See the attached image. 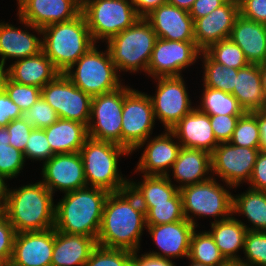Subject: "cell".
<instances>
[{"label": "cell", "mask_w": 266, "mask_h": 266, "mask_svg": "<svg viewBox=\"0 0 266 266\" xmlns=\"http://www.w3.org/2000/svg\"><path fill=\"white\" fill-rule=\"evenodd\" d=\"M146 216L138 198L127 188L108 195L97 237L98 246L139 251Z\"/></svg>", "instance_id": "1"}, {"label": "cell", "mask_w": 266, "mask_h": 266, "mask_svg": "<svg viewBox=\"0 0 266 266\" xmlns=\"http://www.w3.org/2000/svg\"><path fill=\"white\" fill-rule=\"evenodd\" d=\"M6 189L4 212L16 233L54 228V195L41 182Z\"/></svg>", "instance_id": "2"}, {"label": "cell", "mask_w": 266, "mask_h": 266, "mask_svg": "<svg viewBox=\"0 0 266 266\" xmlns=\"http://www.w3.org/2000/svg\"><path fill=\"white\" fill-rule=\"evenodd\" d=\"M109 191L85 187L64 193L55 208V230L97 240Z\"/></svg>", "instance_id": "3"}, {"label": "cell", "mask_w": 266, "mask_h": 266, "mask_svg": "<svg viewBox=\"0 0 266 266\" xmlns=\"http://www.w3.org/2000/svg\"><path fill=\"white\" fill-rule=\"evenodd\" d=\"M42 52L64 73L96 43L81 12L72 20L42 28Z\"/></svg>", "instance_id": "4"}, {"label": "cell", "mask_w": 266, "mask_h": 266, "mask_svg": "<svg viewBox=\"0 0 266 266\" xmlns=\"http://www.w3.org/2000/svg\"><path fill=\"white\" fill-rule=\"evenodd\" d=\"M80 154L84 163V175L87 187H98L112 192L128 188L129 180L119 172V159L131 153L123 146L88 138Z\"/></svg>", "instance_id": "5"}, {"label": "cell", "mask_w": 266, "mask_h": 266, "mask_svg": "<svg viewBox=\"0 0 266 266\" xmlns=\"http://www.w3.org/2000/svg\"><path fill=\"white\" fill-rule=\"evenodd\" d=\"M158 39L150 23L140 17L131 27L109 39L106 44L118 72L147 73Z\"/></svg>", "instance_id": "6"}, {"label": "cell", "mask_w": 266, "mask_h": 266, "mask_svg": "<svg viewBox=\"0 0 266 266\" xmlns=\"http://www.w3.org/2000/svg\"><path fill=\"white\" fill-rule=\"evenodd\" d=\"M216 179L211 177L206 181L187 185L179 189L184 216L196 228L198 226V222H195L197 216L199 218L207 216L211 218L213 216L215 219L213 222H218L233 215V195L229 191L233 187L226 184L225 188Z\"/></svg>", "instance_id": "7"}, {"label": "cell", "mask_w": 266, "mask_h": 266, "mask_svg": "<svg viewBox=\"0 0 266 266\" xmlns=\"http://www.w3.org/2000/svg\"><path fill=\"white\" fill-rule=\"evenodd\" d=\"M96 46L95 44L64 72L76 87L91 97L113 91L123 85L108 48L98 51Z\"/></svg>", "instance_id": "8"}, {"label": "cell", "mask_w": 266, "mask_h": 266, "mask_svg": "<svg viewBox=\"0 0 266 266\" xmlns=\"http://www.w3.org/2000/svg\"><path fill=\"white\" fill-rule=\"evenodd\" d=\"M81 12L95 43L107 42L140 18L131 0H93Z\"/></svg>", "instance_id": "9"}, {"label": "cell", "mask_w": 266, "mask_h": 266, "mask_svg": "<svg viewBox=\"0 0 266 266\" xmlns=\"http://www.w3.org/2000/svg\"><path fill=\"white\" fill-rule=\"evenodd\" d=\"M155 121L149 94L124 86L121 146L132 154L139 144L151 137Z\"/></svg>", "instance_id": "10"}, {"label": "cell", "mask_w": 266, "mask_h": 266, "mask_svg": "<svg viewBox=\"0 0 266 266\" xmlns=\"http://www.w3.org/2000/svg\"><path fill=\"white\" fill-rule=\"evenodd\" d=\"M41 96L56 111L58 118L89 125L92 97L59 73L41 89Z\"/></svg>", "instance_id": "11"}, {"label": "cell", "mask_w": 266, "mask_h": 266, "mask_svg": "<svg viewBox=\"0 0 266 266\" xmlns=\"http://www.w3.org/2000/svg\"><path fill=\"white\" fill-rule=\"evenodd\" d=\"M124 86L92 97L89 138L121 145Z\"/></svg>", "instance_id": "12"}, {"label": "cell", "mask_w": 266, "mask_h": 266, "mask_svg": "<svg viewBox=\"0 0 266 266\" xmlns=\"http://www.w3.org/2000/svg\"><path fill=\"white\" fill-rule=\"evenodd\" d=\"M156 93L149 95L153 104L155 119L170 130L195 107L192 106L186 83L182 76L154 78Z\"/></svg>", "instance_id": "13"}, {"label": "cell", "mask_w": 266, "mask_h": 266, "mask_svg": "<svg viewBox=\"0 0 266 266\" xmlns=\"http://www.w3.org/2000/svg\"><path fill=\"white\" fill-rule=\"evenodd\" d=\"M259 152V148L219 143L211 154L212 177L215 174L235 189L244 182L248 184Z\"/></svg>", "instance_id": "14"}, {"label": "cell", "mask_w": 266, "mask_h": 266, "mask_svg": "<svg viewBox=\"0 0 266 266\" xmlns=\"http://www.w3.org/2000/svg\"><path fill=\"white\" fill-rule=\"evenodd\" d=\"M201 50L195 41H171L158 38L147 68L148 76L177 77L182 71L194 65L200 58Z\"/></svg>", "instance_id": "15"}, {"label": "cell", "mask_w": 266, "mask_h": 266, "mask_svg": "<svg viewBox=\"0 0 266 266\" xmlns=\"http://www.w3.org/2000/svg\"><path fill=\"white\" fill-rule=\"evenodd\" d=\"M40 180L54 195L87 187L84 163L80 152L54 154L42 165Z\"/></svg>", "instance_id": "16"}, {"label": "cell", "mask_w": 266, "mask_h": 266, "mask_svg": "<svg viewBox=\"0 0 266 266\" xmlns=\"http://www.w3.org/2000/svg\"><path fill=\"white\" fill-rule=\"evenodd\" d=\"M175 135L170 130L158 136L147 138L139 144L133 151L146 146L141 153L135 173L141 172L143 175L167 176L176 161L182 146L175 140ZM175 140V141H174Z\"/></svg>", "instance_id": "17"}, {"label": "cell", "mask_w": 266, "mask_h": 266, "mask_svg": "<svg viewBox=\"0 0 266 266\" xmlns=\"http://www.w3.org/2000/svg\"><path fill=\"white\" fill-rule=\"evenodd\" d=\"M20 24H24L25 29H30L37 33L32 34L29 30L15 27L6 22L0 23V72L8 59H24L38 55L42 51V28L35 27L19 17ZM41 35V36H40Z\"/></svg>", "instance_id": "18"}, {"label": "cell", "mask_w": 266, "mask_h": 266, "mask_svg": "<svg viewBox=\"0 0 266 266\" xmlns=\"http://www.w3.org/2000/svg\"><path fill=\"white\" fill-rule=\"evenodd\" d=\"M17 5V16L39 28L72 20L82 10L77 0H20Z\"/></svg>", "instance_id": "19"}, {"label": "cell", "mask_w": 266, "mask_h": 266, "mask_svg": "<svg viewBox=\"0 0 266 266\" xmlns=\"http://www.w3.org/2000/svg\"><path fill=\"white\" fill-rule=\"evenodd\" d=\"M54 228L16 233L13 255L7 266H51Z\"/></svg>", "instance_id": "20"}, {"label": "cell", "mask_w": 266, "mask_h": 266, "mask_svg": "<svg viewBox=\"0 0 266 266\" xmlns=\"http://www.w3.org/2000/svg\"><path fill=\"white\" fill-rule=\"evenodd\" d=\"M147 231L161 252L152 250L149 255L167 258L188 259L190 239L196 227L186 218L174 223L147 225Z\"/></svg>", "instance_id": "21"}, {"label": "cell", "mask_w": 266, "mask_h": 266, "mask_svg": "<svg viewBox=\"0 0 266 266\" xmlns=\"http://www.w3.org/2000/svg\"><path fill=\"white\" fill-rule=\"evenodd\" d=\"M239 14V1L228 0L210 14L196 19L194 37L197 47L205 51L212 44L229 38Z\"/></svg>", "instance_id": "22"}, {"label": "cell", "mask_w": 266, "mask_h": 266, "mask_svg": "<svg viewBox=\"0 0 266 266\" xmlns=\"http://www.w3.org/2000/svg\"><path fill=\"white\" fill-rule=\"evenodd\" d=\"M158 38L171 41H195L194 21L189 11L165 3L144 17Z\"/></svg>", "instance_id": "23"}, {"label": "cell", "mask_w": 266, "mask_h": 266, "mask_svg": "<svg viewBox=\"0 0 266 266\" xmlns=\"http://www.w3.org/2000/svg\"><path fill=\"white\" fill-rule=\"evenodd\" d=\"M170 131L183 148L198 149L213 153L219 142L216 140L210 116L194 108Z\"/></svg>", "instance_id": "24"}, {"label": "cell", "mask_w": 266, "mask_h": 266, "mask_svg": "<svg viewBox=\"0 0 266 266\" xmlns=\"http://www.w3.org/2000/svg\"><path fill=\"white\" fill-rule=\"evenodd\" d=\"M97 245L92 237L66 234L54 228L51 266H84Z\"/></svg>", "instance_id": "25"}, {"label": "cell", "mask_w": 266, "mask_h": 266, "mask_svg": "<svg viewBox=\"0 0 266 266\" xmlns=\"http://www.w3.org/2000/svg\"><path fill=\"white\" fill-rule=\"evenodd\" d=\"M229 38L240 47L250 64L266 62V25L239 14Z\"/></svg>", "instance_id": "26"}, {"label": "cell", "mask_w": 266, "mask_h": 266, "mask_svg": "<svg viewBox=\"0 0 266 266\" xmlns=\"http://www.w3.org/2000/svg\"><path fill=\"white\" fill-rule=\"evenodd\" d=\"M211 172V173H210ZM211 154L198 149L181 148L172 166V178L180 189L198 184L212 177ZM209 175V176H208Z\"/></svg>", "instance_id": "27"}, {"label": "cell", "mask_w": 266, "mask_h": 266, "mask_svg": "<svg viewBox=\"0 0 266 266\" xmlns=\"http://www.w3.org/2000/svg\"><path fill=\"white\" fill-rule=\"evenodd\" d=\"M3 72L12 81L40 89L60 73L42 51L38 55L14 61Z\"/></svg>", "instance_id": "28"}, {"label": "cell", "mask_w": 266, "mask_h": 266, "mask_svg": "<svg viewBox=\"0 0 266 266\" xmlns=\"http://www.w3.org/2000/svg\"><path fill=\"white\" fill-rule=\"evenodd\" d=\"M232 95L245 112L266 110L259 64H249L238 69Z\"/></svg>", "instance_id": "29"}, {"label": "cell", "mask_w": 266, "mask_h": 266, "mask_svg": "<svg viewBox=\"0 0 266 266\" xmlns=\"http://www.w3.org/2000/svg\"><path fill=\"white\" fill-rule=\"evenodd\" d=\"M44 130L54 154L80 152L89 138L87 125L63 118Z\"/></svg>", "instance_id": "30"}, {"label": "cell", "mask_w": 266, "mask_h": 266, "mask_svg": "<svg viewBox=\"0 0 266 266\" xmlns=\"http://www.w3.org/2000/svg\"><path fill=\"white\" fill-rule=\"evenodd\" d=\"M208 232L214 238L220 253L227 262L240 261L238 251L244 249L247 225L233 215L225 220L211 222Z\"/></svg>", "instance_id": "31"}, {"label": "cell", "mask_w": 266, "mask_h": 266, "mask_svg": "<svg viewBox=\"0 0 266 266\" xmlns=\"http://www.w3.org/2000/svg\"><path fill=\"white\" fill-rule=\"evenodd\" d=\"M171 175H142L143 180L128 182V188L138 198L140 204L169 203V200L179 191L171 181Z\"/></svg>", "instance_id": "32"}, {"label": "cell", "mask_w": 266, "mask_h": 266, "mask_svg": "<svg viewBox=\"0 0 266 266\" xmlns=\"http://www.w3.org/2000/svg\"><path fill=\"white\" fill-rule=\"evenodd\" d=\"M232 213L246 217L252 224L247 230L266 232V191L250 187L241 194H233Z\"/></svg>", "instance_id": "33"}, {"label": "cell", "mask_w": 266, "mask_h": 266, "mask_svg": "<svg viewBox=\"0 0 266 266\" xmlns=\"http://www.w3.org/2000/svg\"><path fill=\"white\" fill-rule=\"evenodd\" d=\"M200 105L196 109L209 116L215 115H243L244 109L238 100L230 93L205 87L203 85Z\"/></svg>", "instance_id": "34"}, {"label": "cell", "mask_w": 266, "mask_h": 266, "mask_svg": "<svg viewBox=\"0 0 266 266\" xmlns=\"http://www.w3.org/2000/svg\"><path fill=\"white\" fill-rule=\"evenodd\" d=\"M188 259L208 266H224L227 263L214 238L206 230L204 232H198L196 229L193 231Z\"/></svg>", "instance_id": "35"}, {"label": "cell", "mask_w": 266, "mask_h": 266, "mask_svg": "<svg viewBox=\"0 0 266 266\" xmlns=\"http://www.w3.org/2000/svg\"><path fill=\"white\" fill-rule=\"evenodd\" d=\"M200 60L203 61L204 68L203 85L232 94L238 69L229 68L213 61L204 51H201Z\"/></svg>", "instance_id": "36"}, {"label": "cell", "mask_w": 266, "mask_h": 266, "mask_svg": "<svg viewBox=\"0 0 266 266\" xmlns=\"http://www.w3.org/2000/svg\"><path fill=\"white\" fill-rule=\"evenodd\" d=\"M9 138L7 127L0 126V177L5 182L17 178L26 162L23 152L9 144Z\"/></svg>", "instance_id": "37"}, {"label": "cell", "mask_w": 266, "mask_h": 266, "mask_svg": "<svg viewBox=\"0 0 266 266\" xmlns=\"http://www.w3.org/2000/svg\"><path fill=\"white\" fill-rule=\"evenodd\" d=\"M140 205L145 211L146 225L174 223L185 219L179 191L169 200V203Z\"/></svg>", "instance_id": "38"}, {"label": "cell", "mask_w": 266, "mask_h": 266, "mask_svg": "<svg viewBox=\"0 0 266 266\" xmlns=\"http://www.w3.org/2000/svg\"><path fill=\"white\" fill-rule=\"evenodd\" d=\"M204 52L213 61L229 68L241 69L250 64L244 52L230 38L212 44Z\"/></svg>", "instance_id": "39"}, {"label": "cell", "mask_w": 266, "mask_h": 266, "mask_svg": "<svg viewBox=\"0 0 266 266\" xmlns=\"http://www.w3.org/2000/svg\"><path fill=\"white\" fill-rule=\"evenodd\" d=\"M229 142L239 147L260 148L258 111L245 112L239 117Z\"/></svg>", "instance_id": "40"}, {"label": "cell", "mask_w": 266, "mask_h": 266, "mask_svg": "<svg viewBox=\"0 0 266 266\" xmlns=\"http://www.w3.org/2000/svg\"><path fill=\"white\" fill-rule=\"evenodd\" d=\"M0 83L22 112L27 111L41 97L40 88L12 81L3 71L0 72Z\"/></svg>", "instance_id": "41"}, {"label": "cell", "mask_w": 266, "mask_h": 266, "mask_svg": "<svg viewBox=\"0 0 266 266\" xmlns=\"http://www.w3.org/2000/svg\"><path fill=\"white\" fill-rule=\"evenodd\" d=\"M243 253L244 260L241 258L240 262L248 266H266V232L247 230Z\"/></svg>", "instance_id": "42"}, {"label": "cell", "mask_w": 266, "mask_h": 266, "mask_svg": "<svg viewBox=\"0 0 266 266\" xmlns=\"http://www.w3.org/2000/svg\"><path fill=\"white\" fill-rule=\"evenodd\" d=\"M132 252L98 246L84 266H131Z\"/></svg>", "instance_id": "43"}, {"label": "cell", "mask_w": 266, "mask_h": 266, "mask_svg": "<svg viewBox=\"0 0 266 266\" xmlns=\"http://www.w3.org/2000/svg\"><path fill=\"white\" fill-rule=\"evenodd\" d=\"M21 118L34 129H44L55 123L58 115L41 96L27 111L22 112Z\"/></svg>", "instance_id": "44"}, {"label": "cell", "mask_w": 266, "mask_h": 266, "mask_svg": "<svg viewBox=\"0 0 266 266\" xmlns=\"http://www.w3.org/2000/svg\"><path fill=\"white\" fill-rule=\"evenodd\" d=\"M23 155L25 160L43 161V163L54 155L44 129H33L31 131Z\"/></svg>", "instance_id": "45"}, {"label": "cell", "mask_w": 266, "mask_h": 266, "mask_svg": "<svg viewBox=\"0 0 266 266\" xmlns=\"http://www.w3.org/2000/svg\"><path fill=\"white\" fill-rule=\"evenodd\" d=\"M16 231L8 221L4 210H0V259L8 265L13 255Z\"/></svg>", "instance_id": "46"}, {"label": "cell", "mask_w": 266, "mask_h": 266, "mask_svg": "<svg viewBox=\"0 0 266 266\" xmlns=\"http://www.w3.org/2000/svg\"><path fill=\"white\" fill-rule=\"evenodd\" d=\"M242 115H215L210 116L212 130L219 143L229 142L233 136L239 117Z\"/></svg>", "instance_id": "47"}, {"label": "cell", "mask_w": 266, "mask_h": 266, "mask_svg": "<svg viewBox=\"0 0 266 266\" xmlns=\"http://www.w3.org/2000/svg\"><path fill=\"white\" fill-rule=\"evenodd\" d=\"M6 127L10 135L9 144L24 153L33 126L19 118L12 120Z\"/></svg>", "instance_id": "48"}, {"label": "cell", "mask_w": 266, "mask_h": 266, "mask_svg": "<svg viewBox=\"0 0 266 266\" xmlns=\"http://www.w3.org/2000/svg\"><path fill=\"white\" fill-rule=\"evenodd\" d=\"M239 12L247 19L266 25V0H239Z\"/></svg>", "instance_id": "49"}, {"label": "cell", "mask_w": 266, "mask_h": 266, "mask_svg": "<svg viewBox=\"0 0 266 266\" xmlns=\"http://www.w3.org/2000/svg\"><path fill=\"white\" fill-rule=\"evenodd\" d=\"M22 116L21 109L10 99L2 88L0 90V126H7L12 120Z\"/></svg>", "instance_id": "50"}, {"label": "cell", "mask_w": 266, "mask_h": 266, "mask_svg": "<svg viewBox=\"0 0 266 266\" xmlns=\"http://www.w3.org/2000/svg\"><path fill=\"white\" fill-rule=\"evenodd\" d=\"M249 187L255 190L266 191V153L260 151L251 178L248 182Z\"/></svg>", "instance_id": "51"}, {"label": "cell", "mask_w": 266, "mask_h": 266, "mask_svg": "<svg viewBox=\"0 0 266 266\" xmlns=\"http://www.w3.org/2000/svg\"><path fill=\"white\" fill-rule=\"evenodd\" d=\"M228 0H196L192 8L189 10V15L196 19L210 14L216 8L224 5Z\"/></svg>", "instance_id": "52"}, {"label": "cell", "mask_w": 266, "mask_h": 266, "mask_svg": "<svg viewBox=\"0 0 266 266\" xmlns=\"http://www.w3.org/2000/svg\"><path fill=\"white\" fill-rule=\"evenodd\" d=\"M140 251L132 252L131 266H176L172 259L160 258L147 253L138 255Z\"/></svg>", "instance_id": "53"}, {"label": "cell", "mask_w": 266, "mask_h": 266, "mask_svg": "<svg viewBox=\"0 0 266 266\" xmlns=\"http://www.w3.org/2000/svg\"><path fill=\"white\" fill-rule=\"evenodd\" d=\"M137 14L140 17H145L152 10L158 8L160 5L167 3V0H131Z\"/></svg>", "instance_id": "54"}, {"label": "cell", "mask_w": 266, "mask_h": 266, "mask_svg": "<svg viewBox=\"0 0 266 266\" xmlns=\"http://www.w3.org/2000/svg\"><path fill=\"white\" fill-rule=\"evenodd\" d=\"M258 125L260 131V151L266 153V110L258 111Z\"/></svg>", "instance_id": "55"}, {"label": "cell", "mask_w": 266, "mask_h": 266, "mask_svg": "<svg viewBox=\"0 0 266 266\" xmlns=\"http://www.w3.org/2000/svg\"><path fill=\"white\" fill-rule=\"evenodd\" d=\"M196 0H167V3L189 11Z\"/></svg>", "instance_id": "56"}, {"label": "cell", "mask_w": 266, "mask_h": 266, "mask_svg": "<svg viewBox=\"0 0 266 266\" xmlns=\"http://www.w3.org/2000/svg\"><path fill=\"white\" fill-rule=\"evenodd\" d=\"M7 183L0 177V210L4 209Z\"/></svg>", "instance_id": "57"}, {"label": "cell", "mask_w": 266, "mask_h": 266, "mask_svg": "<svg viewBox=\"0 0 266 266\" xmlns=\"http://www.w3.org/2000/svg\"><path fill=\"white\" fill-rule=\"evenodd\" d=\"M260 75H261V84L264 96L266 98V62L259 64Z\"/></svg>", "instance_id": "58"}, {"label": "cell", "mask_w": 266, "mask_h": 266, "mask_svg": "<svg viewBox=\"0 0 266 266\" xmlns=\"http://www.w3.org/2000/svg\"><path fill=\"white\" fill-rule=\"evenodd\" d=\"M224 266H248L240 261L227 262Z\"/></svg>", "instance_id": "59"}, {"label": "cell", "mask_w": 266, "mask_h": 266, "mask_svg": "<svg viewBox=\"0 0 266 266\" xmlns=\"http://www.w3.org/2000/svg\"><path fill=\"white\" fill-rule=\"evenodd\" d=\"M79 6L81 7V9L89 2L93 1V0H77Z\"/></svg>", "instance_id": "60"}, {"label": "cell", "mask_w": 266, "mask_h": 266, "mask_svg": "<svg viewBox=\"0 0 266 266\" xmlns=\"http://www.w3.org/2000/svg\"><path fill=\"white\" fill-rule=\"evenodd\" d=\"M189 261L191 262L189 264V266H208V265H205V264H201V263L194 262V261H192L190 259H189Z\"/></svg>", "instance_id": "61"}, {"label": "cell", "mask_w": 266, "mask_h": 266, "mask_svg": "<svg viewBox=\"0 0 266 266\" xmlns=\"http://www.w3.org/2000/svg\"><path fill=\"white\" fill-rule=\"evenodd\" d=\"M0 266H7V265L0 259Z\"/></svg>", "instance_id": "62"}]
</instances>
